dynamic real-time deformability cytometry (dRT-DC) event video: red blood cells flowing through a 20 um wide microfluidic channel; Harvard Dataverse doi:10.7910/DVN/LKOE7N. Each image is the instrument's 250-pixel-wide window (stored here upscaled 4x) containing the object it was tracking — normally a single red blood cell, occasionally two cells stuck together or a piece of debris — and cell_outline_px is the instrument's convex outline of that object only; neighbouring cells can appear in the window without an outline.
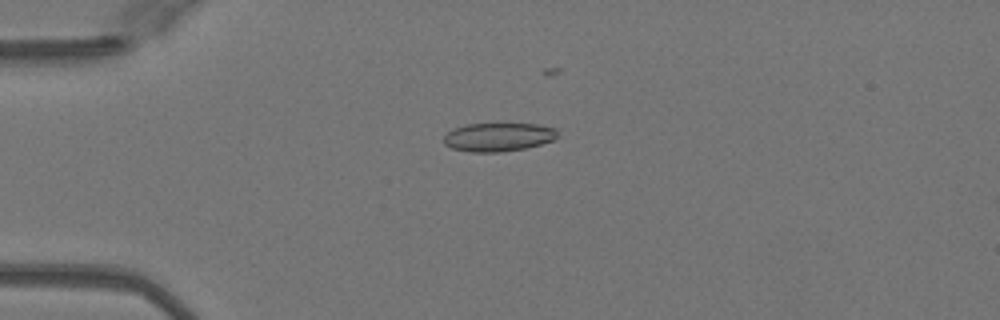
{"species": "Egyptian fruit bat (a non-hibernating species)", "species_latin": "Rousettus aegyptiacus", "temperature_condition": "warm", "stored_images_in_passage": 40, "camera_frame_rate_fps": 3000, "um_per_image_px": 0.085, "animal": {"sex": "female"}, "frame": {"image": 1, "passage_image": 12, "time_ms": 3.667, "image_size_px": [1000, 320], "cell_outline_px": [[556, 136], [552, 140], [540, 144], [524, 148], [500, 152], [472, 152], [452, 148], [444, 144], [444, 136], [448, 132], [456, 128], [468, 124], [536, 124], [556, 128]], "centroid_in_image_um": [42.34, 11.65], "position_along_channel_um": 42.7, "area_um2": 18.61}}
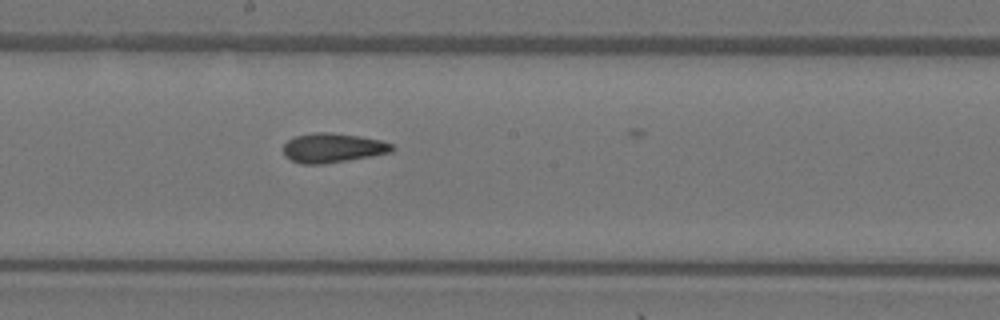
{"frame": {"image": 2, "passage_image": 27, "time_ms": 8.667, "image_size_px": [1000, 320], "cell_outline_px": [[396, 148], [392, 152], [372, 156], [324, 164], [300, 164], [284, 156], [284, 144], [288, 140], [296, 136], [316, 132], [328, 132], [360, 136], [380, 140], [392, 144]], "centroid_in_image_um": [28.3, 12.57], "position_along_channel_um": 219.9, "area_um2": 18.67}}
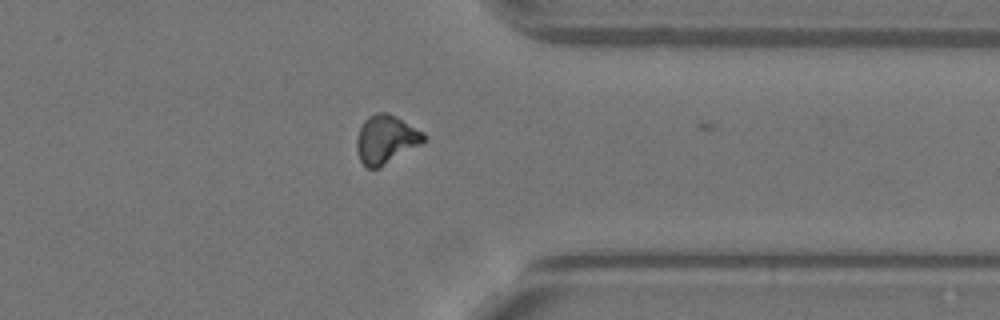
{"frame": {"image": 3, "passage_image": 39, "time_ms": 12.667, "image_size_px": [1000, 320], "cell_outline_px": [[428, 136], [420, 144], [376, 168], [368, 168], [360, 160], [356, 148], [356, 140], [360, 128], [364, 120], [368, 116], [376, 112], [388, 112], [396, 116], [424, 132]], "centroid_in_image_um": [32.79, 11.8], "position_along_channel_um": 378.6, "area_um2": 18.61}, "authors_computed_cell_mechanics": {"area_um2": 18.9006, "velocity_mm_per_s": 4.1036, "shape_relaxation_time_tau1_ms": null, "shape_relaxation_time_tau2_ms": 2.7069, "deformation_change_tau1": null, "deformation_change_tau2": 0.0992}}